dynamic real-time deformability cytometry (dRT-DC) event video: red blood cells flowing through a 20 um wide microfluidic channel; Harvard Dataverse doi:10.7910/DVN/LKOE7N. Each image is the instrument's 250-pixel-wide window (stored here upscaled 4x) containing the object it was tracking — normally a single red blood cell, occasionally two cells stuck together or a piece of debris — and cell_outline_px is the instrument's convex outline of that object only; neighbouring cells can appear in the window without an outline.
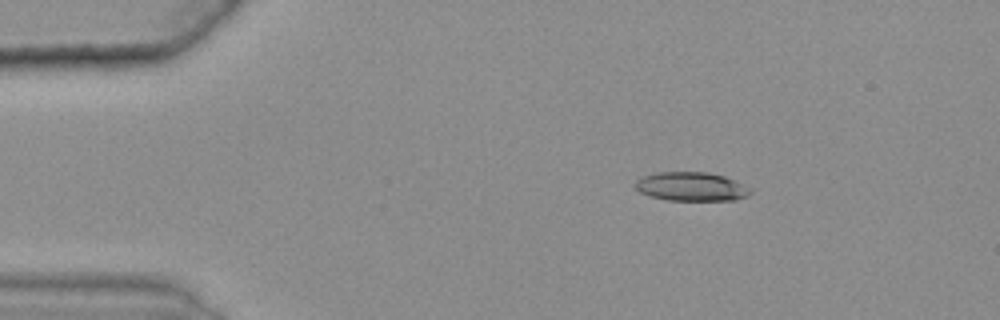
{"species": "common noctule bat (a hibernating species)", "species_latin": "Nyctalus noctula", "temperature_condition": "warm", "stored_images_in_passage": 40, "camera_frame_rate_fps": 3000, "um_per_image_px": 0.085, "animal": {"sex": "female", "body_mass_g": 25.1}, "frame": {"image": 1, "passage_image": 1, "time_ms": 0.0, "image_size_px": [1000, 320], "cell_outline_px": [[752, 192], [736, 200], [668, 200], [652, 196], [640, 192], [636, 188], [636, 180], [640, 176], [656, 172], [708, 172], [724, 176], [736, 180], [752, 188]], "centroid_in_image_um": [58.78, 15.84], "position_along_channel_um": 26.2, "area_um2": 19.42}}
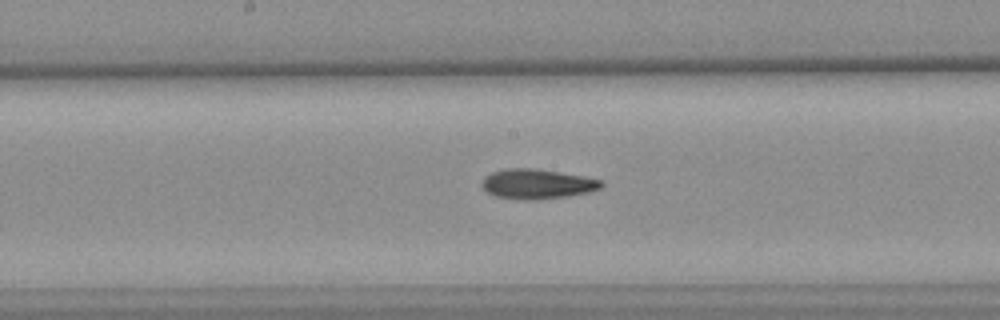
{"frame": {"image": 2, "passage_image": 21, "time_ms": 6.667, "image_size_px": [1000, 320], "cell_outline_px": [[604, 184], [600, 188], [588, 192], [568, 196], [536, 200], [528, 200], [496, 196], [488, 192], [480, 184], [480, 180], [484, 176], [492, 172], [504, 168], [536, 168], [584, 176], [604, 180]], "centroid_in_image_um": [45.65, 15.62], "position_along_channel_um": 202.5, "area_um2": 20.92}}
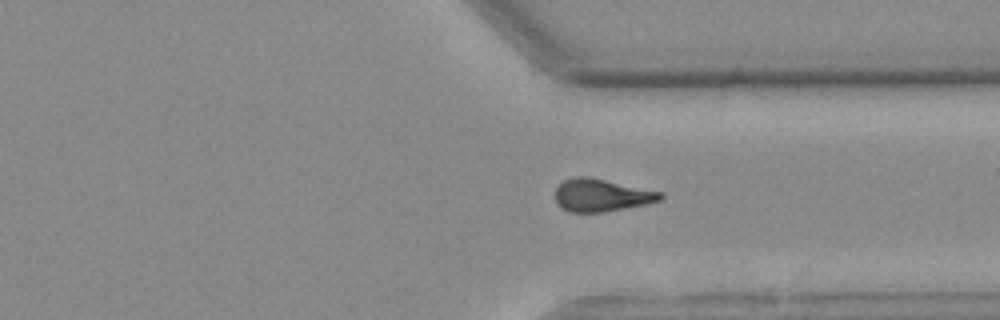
{"frame": {"image": 3, "passage_image": 34, "time_ms": 11.0, "image_size_px": [1000, 320], "cell_outline_px": [[664, 196], [660, 200], [648, 204], [604, 212], [568, 212], [560, 208], [556, 204], [556, 188], [564, 180], [576, 176], [588, 176], [664, 192]], "centroid_in_image_um": [51.14, 16.6], "position_along_channel_um": 360.3, "area_um2": 20.23}, "authors_computed_cell_mechanics": {"area_um2": 20.23, "velocity_mm_per_s": 3.6372, "shape_relaxation_time_tau1_ms": 10.7466, "shape_relaxation_time_tau2_ms": 8.7394, "deformation_change_tau1": 0.269, "deformation_change_tau2": 0.2072}}